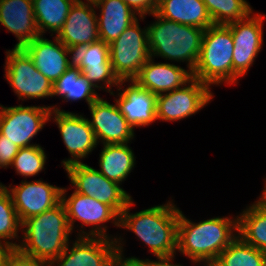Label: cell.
Returning a JSON list of instances; mask_svg holds the SVG:
<instances>
[{
    "mask_svg": "<svg viewBox=\"0 0 266 266\" xmlns=\"http://www.w3.org/2000/svg\"><path fill=\"white\" fill-rule=\"evenodd\" d=\"M134 204L131 199L120 213L119 228L133 232L156 257L176 254L179 207L168 200L133 214L130 208Z\"/></svg>",
    "mask_w": 266,
    "mask_h": 266,
    "instance_id": "6da1fadb",
    "label": "cell"
},
{
    "mask_svg": "<svg viewBox=\"0 0 266 266\" xmlns=\"http://www.w3.org/2000/svg\"><path fill=\"white\" fill-rule=\"evenodd\" d=\"M237 236V216L213 217L195 223L180 210L177 252L196 265L214 263Z\"/></svg>",
    "mask_w": 266,
    "mask_h": 266,
    "instance_id": "7a4b0ae2",
    "label": "cell"
},
{
    "mask_svg": "<svg viewBox=\"0 0 266 266\" xmlns=\"http://www.w3.org/2000/svg\"><path fill=\"white\" fill-rule=\"evenodd\" d=\"M18 247L21 254L51 263L70 243V229L65 206L60 201L51 209L22 222Z\"/></svg>",
    "mask_w": 266,
    "mask_h": 266,
    "instance_id": "3957f363",
    "label": "cell"
},
{
    "mask_svg": "<svg viewBox=\"0 0 266 266\" xmlns=\"http://www.w3.org/2000/svg\"><path fill=\"white\" fill-rule=\"evenodd\" d=\"M150 15L156 19L147 26L150 57L186 62L193 73L200 55L204 29L164 19L156 12Z\"/></svg>",
    "mask_w": 266,
    "mask_h": 266,
    "instance_id": "277c9868",
    "label": "cell"
},
{
    "mask_svg": "<svg viewBox=\"0 0 266 266\" xmlns=\"http://www.w3.org/2000/svg\"><path fill=\"white\" fill-rule=\"evenodd\" d=\"M233 50L232 33L227 25L213 24L205 29L193 78L209 87L233 85Z\"/></svg>",
    "mask_w": 266,
    "mask_h": 266,
    "instance_id": "5b68a950",
    "label": "cell"
},
{
    "mask_svg": "<svg viewBox=\"0 0 266 266\" xmlns=\"http://www.w3.org/2000/svg\"><path fill=\"white\" fill-rule=\"evenodd\" d=\"M67 190L68 188L62 187L61 201L65 206L71 231L73 232L75 222L80 221L82 224H80L78 237H103L115 240L113 235L107 234L108 227L104 224L110 221L114 226L119 227L120 215L111 206L78 192L73 191L67 197ZM85 226L91 227L89 232L84 231Z\"/></svg>",
    "mask_w": 266,
    "mask_h": 266,
    "instance_id": "8992f818",
    "label": "cell"
},
{
    "mask_svg": "<svg viewBox=\"0 0 266 266\" xmlns=\"http://www.w3.org/2000/svg\"><path fill=\"white\" fill-rule=\"evenodd\" d=\"M139 20L109 44L112 70L119 81L134 80L150 58L147 26L142 29Z\"/></svg>",
    "mask_w": 266,
    "mask_h": 266,
    "instance_id": "52a82bcc",
    "label": "cell"
},
{
    "mask_svg": "<svg viewBox=\"0 0 266 266\" xmlns=\"http://www.w3.org/2000/svg\"><path fill=\"white\" fill-rule=\"evenodd\" d=\"M5 53L4 77L19 100L53 97V84L38 71L23 48L13 47Z\"/></svg>",
    "mask_w": 266,
    "mask_h": 266,
    "instance_id": "ba28073f",
    "label": "cell"
},
{
    "mask_svg": "<svg viewBox=\"0 0 266 266\" xmlns=\"http://www.w3.org/2000/svg\"><path fill=\"white\" fill-rule=\"evenodd\" d=\"M75 192L111 206L119 215L132 199L118 183L110 181L86 163H73L64 168Z\"/></svg>",
    "mask_w": 266,
    "mask_h": 266,
    "instance_id": "9c48e42d",
    "label": "cell"
},
{
    "mask_svg": "<svg viewBox=\"0 0 266 266\" xmlns=\"http://www.w3.org/2000/svg\"><path fill=\"white\" fill-rule=\"evenodd\" d=\"M211 88L196 78L156 97V120L176 122L198 113L212 99Z\"/></svg>",
    "mask_w": 266,
    "mask_h": 266,
    "instance_id": "30bf717a",
    "label": "cell"
},
{
    "mask_svg": "<svg viewBox=\"0 0 266 266\" xmlns=\"http://www.w3.org/2000/svg\"><path fill=\"white\" fill-rule=\"evenodd\" d=\"M52 106L5 107L0 104V134L19 148L31 147L33 137L49 122Z\"/></svg>",
    "mask_w": 266,
    "mask_h": 266,
    "instance_id": "8fae6325",
    "label": "cell"
},
{
    "mask_svg": "<svg viewBox=\"0 0 266 266\" xmlns=\"http://www.w3.org/2000/svg\"><path fill=\"white\" fill-rule=\"evenodd\" d=\"M266 15L253 12L245 19L226 24L232 33L233 84H237L253 65L263 47V21Z\"/></svg>",
    "mask_w": 266,
    "mask_h": 266,
    "instance_id": "7c38bea8",
    "label": "cell"
},
{
    "mask_svg": "<svg viewBox=\"0 0 266 266\" xmlns=\"http://www.w3.org/2000/svg\"><path fill=\"white\" fill-rule=\"evenodd\" d=\"M51 120L57 124L64 145L71 155L62 160L64 168L69 164L81 163L98 145L88 118L83 115L61 110L55 105L49 116V121Z\"/></svg>",
    "mask_w": 266,
    "mask_h": 266,
    "instance_id": "4fadbf2b",
    "label": "cell"
},
{
    "mask_svg": "<svg viewBox=\"0 0 266 266\" xmlns=\"http://www.w3.org/2000/svg\"><path fill=\"white\" fill-rule=\"evenodd\" d=\"M66 246L51 266H114L118 256L115 240L103 237H77Z\"/></svg>",
    "mask_w": 266,
    "mask_h": 266,
    "instance_id": "5bb4252c",
    "label": "cell"
},
{
    "mask_svg": "<svg viewBox=\"0 0 266 266\" xmlns=\"http://www.w3.org/2000/svg\"><path fill=\"white\" fill-rule=\"evenodd\" d=\"M73 61L96 90L115 95L112 87L117 88L119 80L112 70L108 44L99 40L77 48L73 51Z\"/></svg>",
    "mask_w": 266,
    "mask_h": 266,
    "instance_id": "9a60e30c",
    "label": "cell"
},
{
    "mask_svg": "<svg viewBox=\"0 0 266 266\" xmlns=\"http://www.w3.org/2000/svg\"><path fill=\"white\" fill-rule=\"evenodd\" d=\"M6 188L12 197L13 205L21 223L53 208L61 201L62 187L51 185L42 180L31 182L22 180L18 186L14 187L9 184Z\"/></svg>",
    "mask_w": 266,
    "mask_h": 266,
    "instance_id": "2e32d148",
    "label": "cell"
},
{
    "mask_svg": "<svg viewBox=\"0 0 266 266\" xmlns=\"http://www.w3.org/2000/svg\"><path fill=\"white\" fill-rule=\"evenodd\" d=\"M87 2V3H86ZM76 0L56 37L71 51L100 40L93 1Z\"/></svg>",
    "mask_w": 266,
    "mask_h": 266,
    "instance_id": "e0dca14e",
    "label": "cell"
},
{
    "mask_svg": "<svg viewBox=\"0 0 266 266\" xmlns=\"http://www.w3.org/2000/svg\"><path fill=\"white\" fill-rule=\"evenodd\" d=\"M91 119H88L97 142L105 144L130 143L134 138V130L120 112L116 102L110 104L99 98L90 106Z\"/></svg>",
    "mask_w": 266,
    "mask_h": 266,
    "instance_id": "ac0fdd59",
    "label": "cell"
},
{
    "mask_svg": "<svg viewBox=\"0 0 266 266\" xmlns=\"http://www.w3.org/2000/svg\"><path fill=\"white\" fill-rule=\"evenodd\" d=\"M127 82L130 85L123 88ZM117 89L115 96L118 98L114 101L133 129L156 122V95L140 87L134 80L119 81Z\"/></svg>",
    "mask_w": 266,
    "mask_h": 266,
    "instance_id": "d6986e66",
    "label": "cell"
},
{
    "mask_svg": "<svg viewBox=\"0 0 266 266\" xmlns=\"http://www.w3.org/2000/svg\"><path fill=\"white\" fill-rule=\"evenodd\" d=\"M54 37V41H52L40 35L23 47L38 71L52 84L74 64L73 51L67 48L56 36Z\"/></svg>",
    "mask_w": 266,
    "mask_h": 266,
    "instance_id": "ffe728a7",
    "label": "cell"
},
{
    "mask_svg": "<svg viewBox=\"0 0 266 266\" xmlns=\"http://www.w3.org/2000/svg\"><path fill=\"white\" fill-rule=\"evenodd\" d=\"M0 24L17 38L14 48H23L40 36L33 0H0Z\"/></svg>",
    "mask_w": 266,
    "mask_h": 266,
    "instance_id": "44dd1931",
    "label": "cell"
},
{
    "mask_svg": "<svg viewBox=\"0 0 266 266\" xmlns=\"http://www.w3.org/2000/svg\"><path fill=\"white\" fill-rule=\"evenodd\" d=\"M154 61L150 57L134 81L156 96L180 88L193 78L189 69L168 62Z\"/></svg>",
    "mask_w": 266,
    "mask_h": 266,
    "instance_id": "7402d4cb",
    "label": "cell"
},
{
    "mask_svg": "<svg viewBox=\"0 0 266 266\" xmlns=\"http://www.w3.org/2000/svg\"><path fill=\"white\" fill-rule=\"evenodd\" d=\"M96 9L100 11L98 33L101 41L110 44L123 31L135 22L138 17L123 0H94Z\"/></svg>",
    "mask_w": 266,
    "mask_h": 266,
    "instance_id": "603a6c76",
    "label": "cell"
},
{
    "mask_svg": "<svg viewBox=\"0 0 266 266\" xmlns=\"http://www.w3.org/2000/svg\"><path fill=\"white\" fill-rule=\"evenodd\" d=\"M155 12L164 19L204 30L213 25L202 0H164Z\"/></svg>",
    "mask_w": 266,
    "mask_h": 266,
    "instance_id": "cb8c5ba5",
    "label": "cell"
},
{
    "mask_svg": "<svg viewBox=\"0 0 266 266\" xmlns=\"http://www.w3.org/2000/svg\"><path fill=\"white\" fill-rule=\"evenodd\" d=\"M135 158L128 143L105 144L99 154L98 171L110 181L122 185L136 164Z\"/></svg>",
    "mask_w": 266,
    "mask_h": 266,
    "instance_id": "d4e9b609",
    "label": "cell"
},
{
    "mask_svg": "<svg viewBox=\"0 0 266 266\" xmlns=\"http://www.w3.org/2000/svg\"><path fill=\"white\" fill-rule=\"evenodd\" d=\"M238 236L266 253V201L260 196L237 216Z\"/></svg>",
    "mask_w": 266,
    "mask_h": 266,
    "instance_id": "484cf974",
    "label": "cell"
},
{
    "mask_svg": "<svg viewBox=\"0 0 266 266\" xmlns=\"http://www.w3.org/2000/svg\"><path fill=\"white\" fill-rule=\"evenodd\" d=\"M95 89L81 70L72 64L53 84L52 96L62 98V102L85 100L89 107L100 98Z\"/></svg>",
    "mask_w": 266,
    "mask_h": 266,
    "instance_id": "4316f807",
    "label": "cell"
},
{
    "mask_svg": "<svg viewBox=\"0 0 266 266\" xmlns=\"http://www.w3.org/2000/svg\"><path fill=\"white\" fill-rule=\"evenodd\" d=\"M76 0H33L34 15L41 36L46 31L57 33L61 30L71 6Z\"/></svg>",
    "mask_w": 266,
    "mask_h": 266,
    "instance_id": "83f0119b",
    "label": "cell"
},
{
    "mask_svg": "<svg viewBox=\"0 0 266 266\" xmlns=\"http://www.w3.org/2000/svg\"><path fill=\"white\" fill-rule=\"evenodd\" d=\"M215 266H266V253L237 236L217 257Z\"/></svg>",
    "mask_w": 266,
    "mask_h": 266,
    "instance_id": "f1b7e54d",
    "label": "cell"
},
{
    "mask_svg": "<svg viewBox=\"0 0 266 266\" xmlns=\"http://www.w3.org/2000/svg\"><path fill=\"white\" fill-rule=\"evenodd\" d=\"M21 226L22 223L13 205L12 197L6 185L0 182V241L12 244L17 248L19 243L13 242V240L16 239L20 242L18 233L21 232ZM10 240L12 241L10 242Z\"/></svg>",
    "mask_w": 266,
    "mask_h": 266,
    "instance_id": "f546056e",
    "label": "cell"
},
{
    "mask_svg": "<svg viewBox=\"0 0 266 266\" xmlns=\"http://www.w3.org/2000/svg\"><path fill=\"white\" fill-rule=\"evenodd\" d=\"M213 24H228L247 18L252 12L246 0H202Z\"/></svg>",
    "mask_w": 266,
    "mask_h": 266,
    "instance_id": "4dcf8cb0",
    "label": "cell"
},
{
    "mask_svg": "<svg viewBox=\"0 0 266 266\" xmlns=\"http://www.w3.org/2000/svg\"><path fill=\"white\" fill-rule=\"evenodd\" d=\"M46 159L47 155L40 145L20 148L10 167L15 169L17 175L24 176L26 180L45 169Z\"/></svg>",
    "mask_w": 266,
    "mask_h": 266,
    "instance_id": "1f68e13d",
    "label": "cell"
},
{
    "mask_svg": "<svg viewBox=\"0 0 266 266\" xmlns=\"http://www.w3.org/2000/svg\"><path fill=\"white\" fill-rule=\"evenodd\" d=\"M19 149L16 144L0 134V168H9Z\"/></svg>",
    "mask_w": 266,
    "mask_h": 266,
    "instance_id": "d6a6232c",
    "label": "cell"
},
{
    "mask_svg": "<svg viewBox=\"0 0 266 266\" xmlns=\"http://www.w3.org/2000/svg\"><path fill=\"white\" fill-rule=\"evenodd\" d=\"M114 238L118 253L114 266H147L140 258L134 256L125 258L123 254L124 242H122L124 238H122L121 236L118 238L117 237Z\"/></svg>",
    "mask_w": 266,
    "mask_h": 266,
    "instance_id": "836d02e7",
    "label": "cell"
},
{
    "mask_svg": "<svg viewBox=\"0 0 266 266\" xmlns=\"http://www.w3.org/2000/svg\"><path fill=\"white\" fill-rule=\"evenodd\" d=\"M134 12L138 14V17L142 19L145 15H150L156 11V6L152 3V0H123Z\"/></svg>",
    "mask_w": 266,
    "mask_h": 266,
    "instance_id": "e575fe53",
    "label": "cell"
},
{
    "mask_svg": "<svg viewBox=\"0 0 266 266\" xmlns=\"http://www.w3.org/2000/svg\"><path fill=\"white\" fill-rule=\"evenodd\" d=\"M8 266H51L50 263L25 256L19 251H15L8 262Z\"/></svg>",
    "mask_w": 266,
    "mask_h": 266,
    "instance_id": "d590c367",
    "label": "cell"
},
{
    "mask_svg": "<svg viewBox=\"0 0 266 266\" xmlns=\"http://www.w3.org/2000/svg\"><path fill=\"white\" fill-rule=\"evenodd\" d=\"M176 254L170 256H159L156 257L158 260L141 259L147 266H183L180 263H173Z\"/></svg>",
    "mask_w": 266,
    "mask_h": 266,
    "instance_id": "8d00e7d4",
    "label": "cell"
},
{
    "mask_svg": "<svg viewBox=\"0 0 266 266\" xmlns=\"http://www.w3.org/2000/svg\"><path fill=\"white\" fill-rule=\"evenodd\" d=\"M16 251V248L4 241H0V266H8L11 255Z\"/></svg>",
    "mask_w": 266,
    "mask_h": 266,
    "instance_id": "74e56055",
    "label": "cell"
},
{
    "mask_svg": "<svg viewBox=\"0 0 266 266\" xmlns=\"http://www.w3.org/2000/svg\"><path fill=\"white\" fill-rule=\"evenodd\" d=\"M260 196L266 201V178H265V186Z\"/></svg>",
    "mask_w": 266,
    "mask_h": 266,
    "instance_id": "f35d334b",
    "label": "cell"
},
{
    "mask_svg": "<svg viewBox=\"0 0 266 266\" xmlns=\"http://www.w3.org/2000/svg\"><path fill=\"white\" fill-rule=\"evenodd\" d=\"M164 0H152V3L157 7L160 5Z\"/></svg>",
    "mask_w": 266,
    "mask_h": 266,
    "instance_id": "ab89813d",
    "label": "cell"
},
{
    "mask_svg": "<svg viewBox=\"0 0 266 266\" xmlns=\"http://www.w3.org/2000/svg\"><path fill=\"white\" fill-rule=\"evenodd\" d=\"M201 265H204V266H215L213 263H209V264H202Z\"/></svg>",
    "mask_w": 266,
    "mask_h": 266,
    "instance_id": "60d3db41",
    "label": "cell"
}]
</instances>
